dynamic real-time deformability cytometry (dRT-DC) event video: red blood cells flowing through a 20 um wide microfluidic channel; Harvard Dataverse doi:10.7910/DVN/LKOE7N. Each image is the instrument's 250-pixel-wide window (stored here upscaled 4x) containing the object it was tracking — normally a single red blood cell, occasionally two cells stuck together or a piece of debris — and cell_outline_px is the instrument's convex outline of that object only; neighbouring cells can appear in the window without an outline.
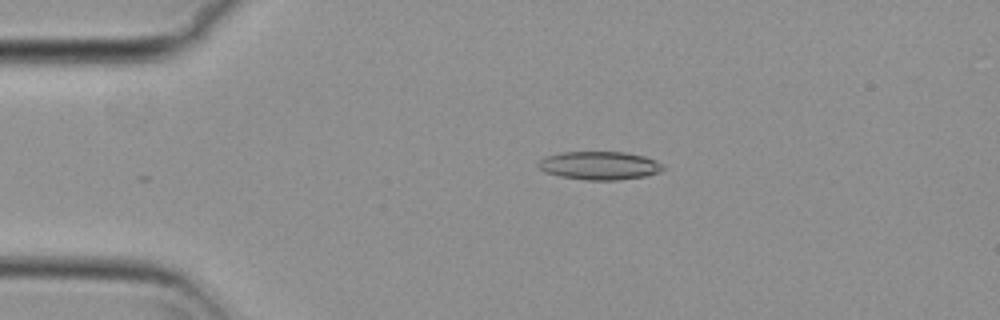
{"species": "common noctule bat (a hibernating species)", "species_latin": "Nyctalus noctula", "temperature_condition": "cold", "stored_images_in_passage": 34, "camera_frame_rate_fps": 3000, "um_per_image_px": 0.085, "animal": {"sex": "female", "body_mass_g": 29.2, "forearm_length_mm": 56.3}, "frame": {"image": 1, "passage_image": 3, "time_ms": 0.667, "image_size_px": [1000, 320], "cell_outline_px": [[664, 168], [660, 172], [648, 176], [616, 180], [588, 180], [560, 176], [544, 172], [536, 164], [544, 156], [560, 152], [624, 152], [644, 156], [656, 160], [664, 164]], "centroid_in_image_um": [50.97, 14.07], "position_along_channel_um": 34.0, "area_um2": 20.75}}
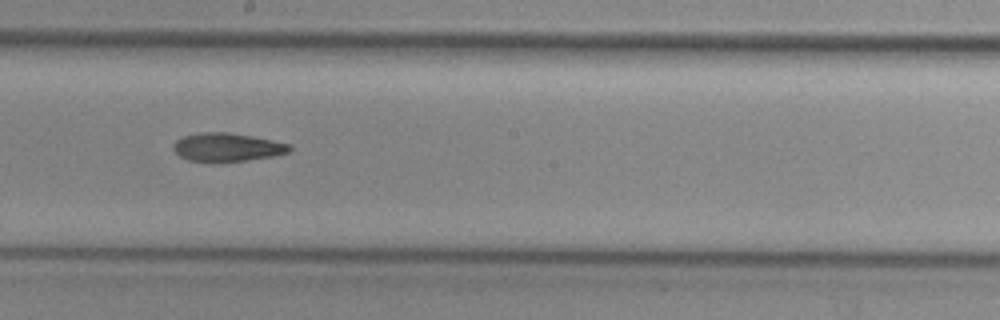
{"frame": {"image": 2, "passage_image": 22, "time_ms": 7.0, "image_size_px": [1000, 320], "cell_outline_px": [[292, 152], [276, 156], [248, 160], [188, 160], [180, 156], [172, 148], [172, 144], [176, 140], [184, 136], [200, 132], [228, 132], [252, 136], [272, 140], [288, 144], [292, 148]], "centroid_in_image_um": [19.34, 12.49], "position_along_channel_um": 228.9, "area_um2": 18.96}}
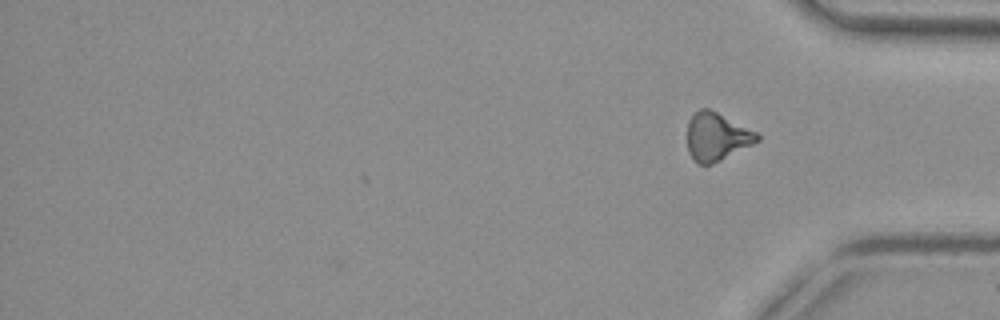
{"frame": {"image": 3, "passage_image": 34, "time_ms": 11.0, "image_size_px": [1000, 320], "cell_outline_px": [[760, 140], [712, 164], [696, 164], [688, 152], [688, 120], [700, 108], [708, 108], [756, 132], [760, 136]], "centroid_in_image_um": [60.89, 11.63], "position_along_channel_um": 374.3, "area_um2": 19.19}, "authors_computed_cell_mechanics": {"area_um2": 19.7098, "velocity_mm_per_s": 3.7344, "shape_relaxation_time_tau1_ms": null, "shape_relaxation_time_tau2_ms": 10.5075, "deformation_change_tau1": null, "deformation_change_tau2": 0.2421}}